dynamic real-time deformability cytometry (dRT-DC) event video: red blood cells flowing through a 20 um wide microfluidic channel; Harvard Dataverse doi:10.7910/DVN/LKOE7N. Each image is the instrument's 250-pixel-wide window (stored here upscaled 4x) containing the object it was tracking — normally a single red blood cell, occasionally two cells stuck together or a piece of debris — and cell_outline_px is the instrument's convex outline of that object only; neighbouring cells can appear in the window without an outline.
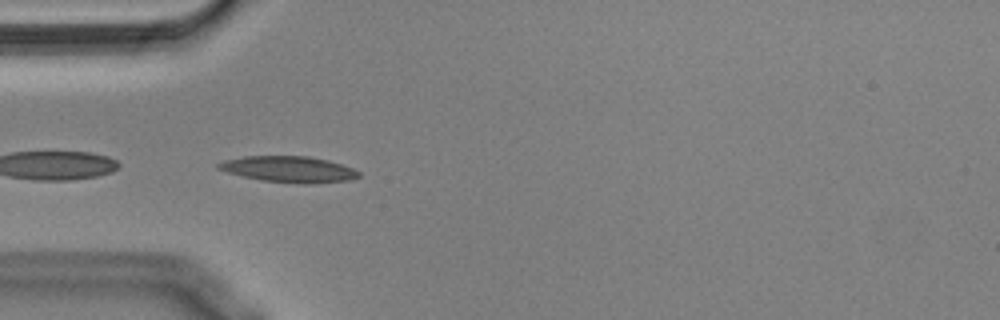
{"species": "Egyptian fruit bat (a non-hibernating species)", "species_latin": "Rousettus aegyptiacus", "temperature_condition": "cold", "stored_images_in_passage": 10, "camera_frame_rate_fps": 3000, "um_per_image_px": 0.085, "animal": {"sex": "male"}, "frame": {"image": 1, "passage_image": 1, "time_ms": 0.0, "image_size_px": [1000, 320], "cell_outline_px": [[360, 176], [352, 180], [312, 184], [300, 184], [260, 180], [228, 172], [216, 168], [216, 164], [224, 160], [244, 156], [308, 156], [328, 160], [352, 168], [360, 172]], "centroid_in_image_um": [24.57, 14.39], "position_along_channel_um": 60.4, "area_um2": 21.44}}
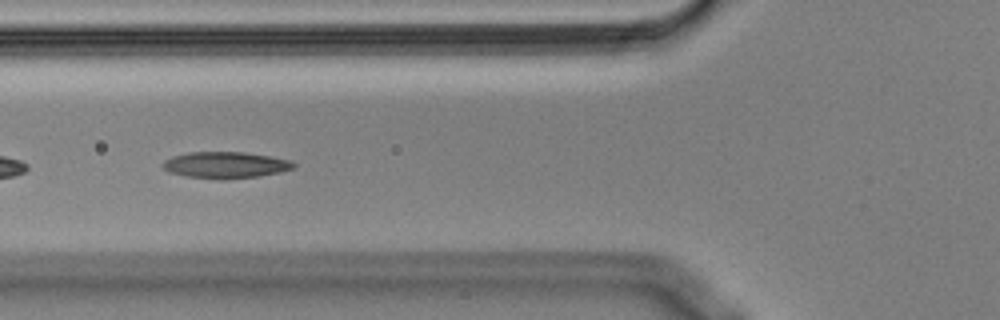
{"frame": {"image": 2, "passage_image": 5, "time_ms": 1.333, "image_size_px": [1000, 320], "cell_outline_px": [[296, 168], [280, 172], [260, 176], [184, 176], [168, 172], [160, 164], [164, 160], [172, 156], [188, 152], [244, 152], [292, 160], [296, 164]], "centroid_in_image_um": [19.17, 13.97], "position_along_channel_um": 106.6, "area_um2": 19.36}}